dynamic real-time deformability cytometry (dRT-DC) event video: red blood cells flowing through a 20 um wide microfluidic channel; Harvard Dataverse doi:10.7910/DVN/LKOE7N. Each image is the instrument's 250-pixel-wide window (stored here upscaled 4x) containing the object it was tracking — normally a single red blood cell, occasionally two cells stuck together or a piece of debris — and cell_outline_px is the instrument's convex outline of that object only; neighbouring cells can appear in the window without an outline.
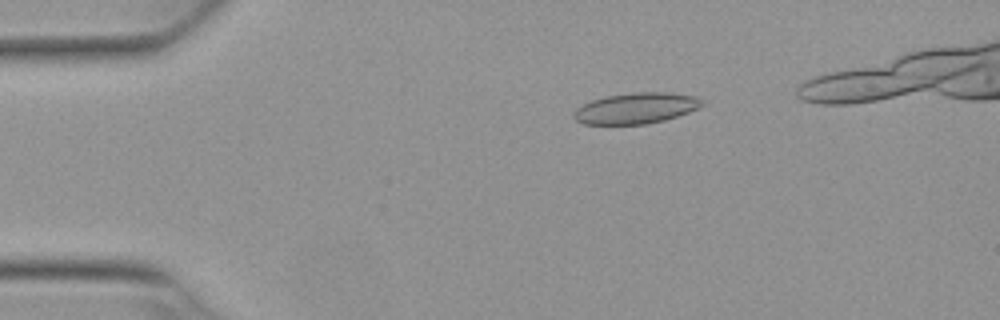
{"species": "Egyptian fruit bat (a non-hibernating species)", "species_latin": "Rousettus aegyptiacus", "temperature_condition": "warm", "stored_images_in_passage": 48, "camera_frame_rate_fps": 3000, "um_per_image_px": 0.085, "animal": {"sex": "female"}, "frame": {"image": 1, "passage_image": 10, "time_ms": 3.0, "image_size_px": [1000, 320], "cell_outline_px": [[704, 104], [688, 112], [664, 120], [644, 124], [584, 124], [576, 120], [572, 116], [572, 112], [576, 108], [592, 100], [608, 96], [636, 92], [668, 92], [696, 96], [704, 100]], "centroid_in_image_um": [54.05, 9.19], "position_along_channel_um": 30.9, "area_um2": 22.95}}
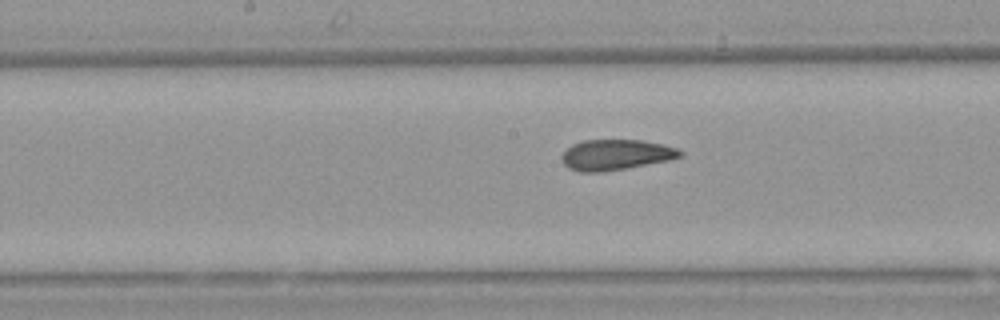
{"frame": {"image": 2, "passage_image": 27, "time_ms": 8.667, "image_size_px": [1000, 320], "cell_outline_px": [[684, 152], [680, 156], [668, 160], [604, 172], [580, 172], [568, 168], [564, 164], [560, 156], [572, 144], [584, 140], [640, 140], [664, 144], [676, 148]], "centroid_in_image_um": [52.31, 13.15], "position_along_channel_um": 195.9, "area_um2": 20.98}}
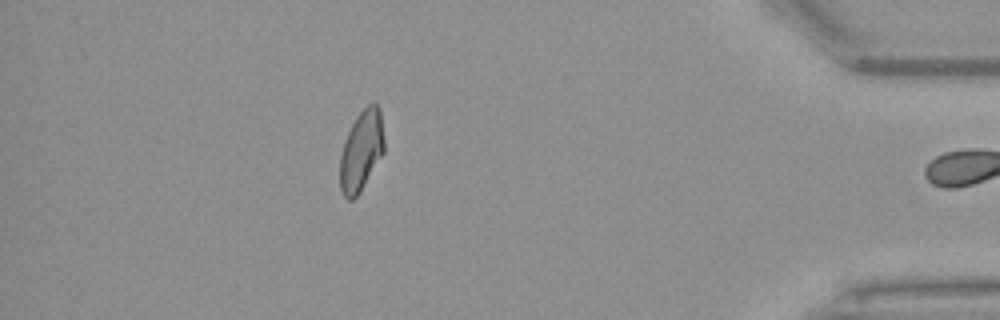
{"frame": {"image": 3, "passage_image": 47, "time_ms": 15.333, "image_size_px": [1000, 320], "cell_outline_px": [[384, 152], [360, 192], [352, 200], [348, 200], [344, 196], [340, 188], [340, 156], [344, 140], [356, 116], [368, 104], [376, 104], [380, 108], [384, 140]], "centroid_in_image_um": [30.71, 12.82], "position_along_channel_um": 404.5, "area_um2": 20.63}, "authors_computed_cell_mechanics": {"area_um2": 21.7328, "velocity_mm_per_s": 3.8433, "shape_relaxation_time_tau1_ms": null, "shape_relaxation_time_tau2_ms": 1.8672, "deformation_change_tau1": null, "deformation_change_tau2": 0.0682}}